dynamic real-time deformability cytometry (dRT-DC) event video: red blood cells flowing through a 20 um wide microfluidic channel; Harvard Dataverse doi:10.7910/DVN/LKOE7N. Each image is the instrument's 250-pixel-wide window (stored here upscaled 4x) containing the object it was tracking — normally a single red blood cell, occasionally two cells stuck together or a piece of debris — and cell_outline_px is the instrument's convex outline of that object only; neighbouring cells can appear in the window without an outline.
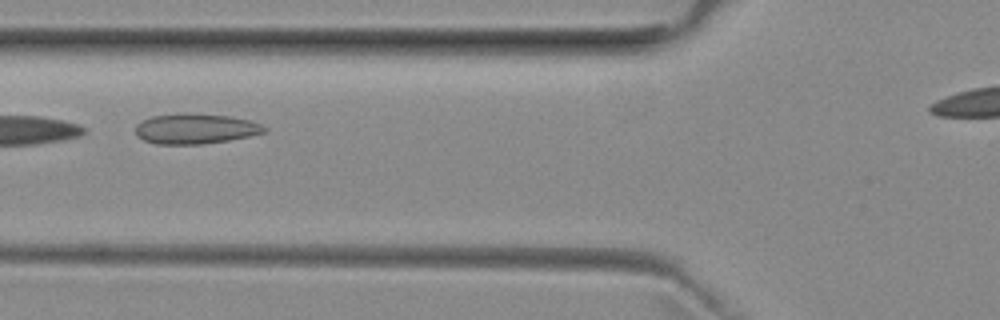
{"species": "common noctule bat (a hibernating species)", "species_latin": "Nyctalus noctula", "temperature_condition": "room temperature", "stored_images_in_passage": 6, "camera_frame_rate_fps": 3000, "um_per_image_px": 0.085, "animal": {"sex": "female", "body_mass_g": 29.2, "forearm_length_mm": 56.3}, "frame": {"image": 1, "passage_image": 4, "time_ms": 1.0, "image_size_px": [1000, 320], "cell_outline_px": [[268, 132], [228, 140], [200, 144], [156, 144], [144, 140], [136, 136], [136, 124], [152, 116], [184, 112], [188, 112], [228, 116], [248, 120], [260, 124], [268, 128]], "centroid_in_image_um": [16.6, 10.93], "position_along_channel_um": 109.2, "area_um2": 22.77}}